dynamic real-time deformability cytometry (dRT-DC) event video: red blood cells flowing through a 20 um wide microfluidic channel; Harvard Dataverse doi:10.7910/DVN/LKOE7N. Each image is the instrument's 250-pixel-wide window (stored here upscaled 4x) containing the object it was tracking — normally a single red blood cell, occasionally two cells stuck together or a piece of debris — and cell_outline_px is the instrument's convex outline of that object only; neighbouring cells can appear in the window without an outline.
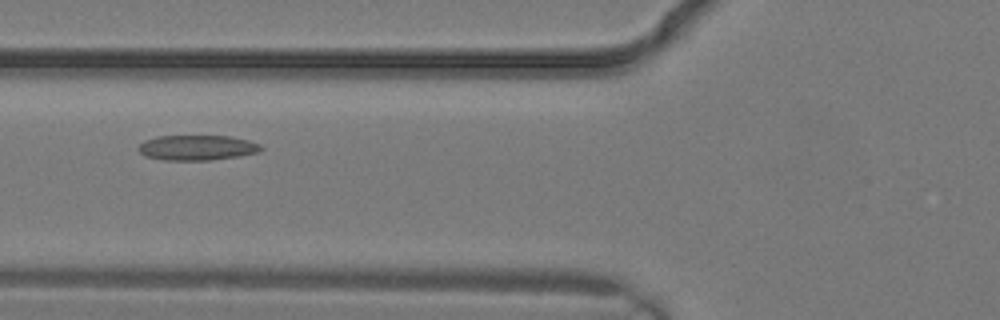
{"species": "common noctule bat (a hibernating species)", "species_latin": "Nyctalus noctula", "temperature_condition": "warm", "stored_images_in_passage": 3, "camera_frame_rate_fps": 3000, "um_per_image_px": 0.085, "animal": {"sex": "male", "body_mass_g": 19.2, "forearm_length_mm": 51.8}, "frame": {"image": 1, "passage_image": 3, "time_ms": 0.667, "image_size_px": [1000, 320], "cell_outline_px": [[264, 148], [260, 152], [240, 156], [208, 160], [164, 160], [144, 156], [136, 148], [144, 140], [156, 136], [232, 136], [248, 140], [260, 144]], "centroid_in_image_um": [16.75, 12.55], "position_along_channel_um": 109.0, "area_um2": 18.15}}